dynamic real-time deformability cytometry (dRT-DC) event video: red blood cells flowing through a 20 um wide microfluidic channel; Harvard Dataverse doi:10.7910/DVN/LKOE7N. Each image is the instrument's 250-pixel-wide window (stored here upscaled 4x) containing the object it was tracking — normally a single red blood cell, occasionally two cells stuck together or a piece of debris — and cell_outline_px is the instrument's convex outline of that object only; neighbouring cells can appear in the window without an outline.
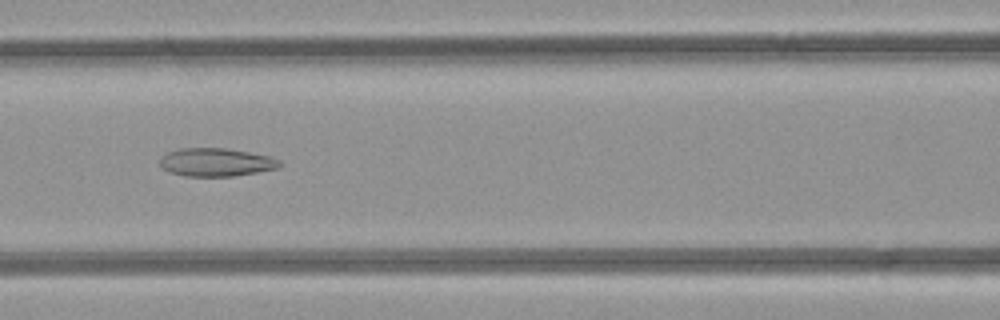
{"species": "common noctule bat (a hibernating species)", "species_latin": "Nyctalus noctula", "temperature_condition": "room temperature", "stored_images_in_passage": 48, "camera_frame_rate_fps": 3000, "um_per_image_px": 0.085, "animal": {"sex": "female", "body_mass_g": 21.9}, "frame": {"image": 1, "passage_image": 21, "time_ms": 6.667, "image_size_px": [1000, 320], "cell_outline_px": [[280, 164], [276, 168], [236, 176], [184, 176], [168, 172], [160, 168], [160, 160], [168, 152], [180, 148], [224, 148], [248, 152], [268, 156], [280, 160]], "centroid_in_image_um": [18.31, 13.8], "position_along_channel_um": 148.3, "area_um2": 19.54}}
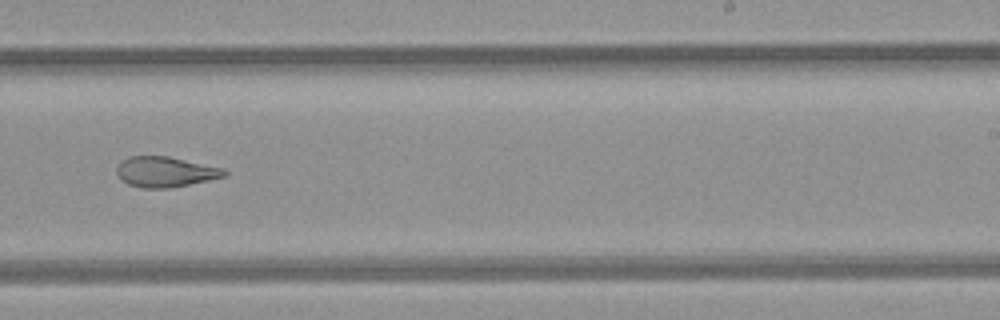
{"frame": {"image": 2, "passage_image": 30, "time_ms": 9.667, "image_size_px": [1000, 320], "cell_outline_px": [[228, 176], [168, 188], [144, 188], [128, 184], [120, 180], [116, 172], [116, 168], [124, 160], [132, 156], [168, 156], [224, 168], [228, 172]], "centroid_in_image_um": [14.07, 14.61], "position_along_channel_um": 274.9, "area_um2": 18.96}}
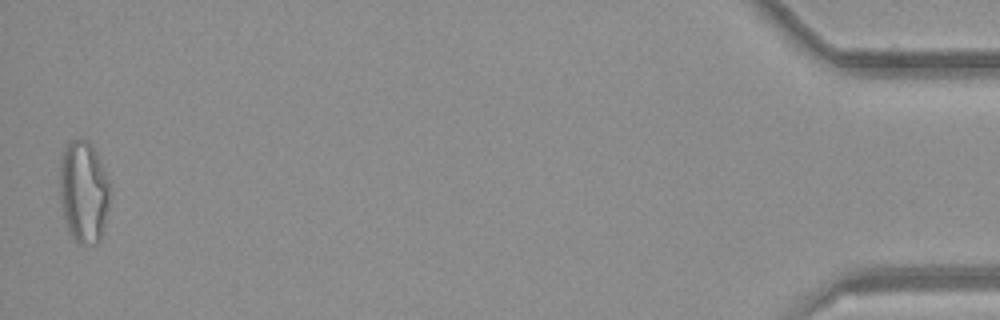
{"frame": {"image": 3, "passage_image": 48, "time_ms": 15.667, "image_size_px": [1000, 320], "cell_outline_px": [[108, 208], [100, 240], [96, 244], [80, 244], [68, 232], [60, 204], [60, 160], [64, 148], [72, 140], [88, 140], [108, 180]], "centroid_in_image_um": [7.07, 16.35], "position_along_channel_um": 428.1, "area_um2": 29.3}, "authors_computed_cell_mechanics": {"area_um2": 22.9466, "velocity_mm_per_s": 4.2317, "shape_relaxation_time_tau1_ms": null, "shape_relaxation_time_tau2_ms": 2.758, "deformation_change_tau1": null, "deformation_change_tau2": 0.1142}}